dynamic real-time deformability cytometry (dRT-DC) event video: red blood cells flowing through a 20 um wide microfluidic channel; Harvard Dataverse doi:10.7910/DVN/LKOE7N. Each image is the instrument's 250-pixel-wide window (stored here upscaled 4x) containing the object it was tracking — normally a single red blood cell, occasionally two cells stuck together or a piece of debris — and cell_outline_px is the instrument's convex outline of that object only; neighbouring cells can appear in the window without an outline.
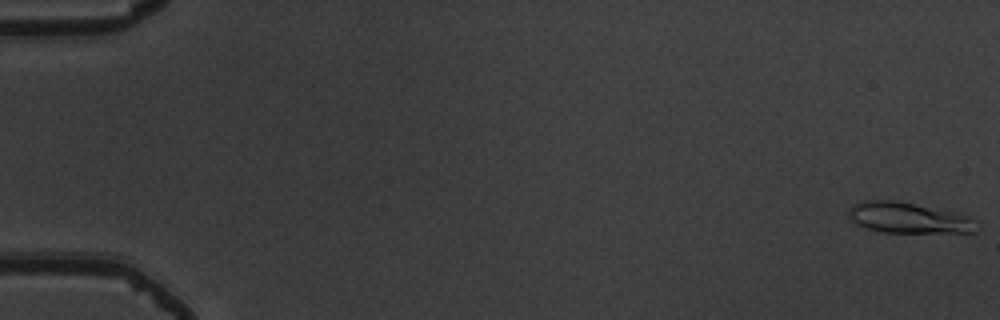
{"species": "common noctule bat (a hibernating species)", "species_latin": "Nyctalus noctula", "temperature_condition": "warm", "stored_images_in_passage": 18, "camera_frame_rate_fps": 3000, "um_per_image_px": 0.085, "animal": {"sex": "male", "body_mass_g": 19.5, "forearm_length_mm": 54.6}, "frame": {"image": 1, "passage_image": 1, "time_ms": 0.0, "image_size_px": [1000, 320], "cell_outline_px": [[980, 228], [976, 232], [884, 232], [868, 228], [856, 224], [848, 216], [848, 208], [864, 200], [892, 200], [956, 212], [968, 216]], "centroid_in_image_um": [77.21, 18.52], "position_along_channel_um": 7.8, "area_um2": 22.66}}